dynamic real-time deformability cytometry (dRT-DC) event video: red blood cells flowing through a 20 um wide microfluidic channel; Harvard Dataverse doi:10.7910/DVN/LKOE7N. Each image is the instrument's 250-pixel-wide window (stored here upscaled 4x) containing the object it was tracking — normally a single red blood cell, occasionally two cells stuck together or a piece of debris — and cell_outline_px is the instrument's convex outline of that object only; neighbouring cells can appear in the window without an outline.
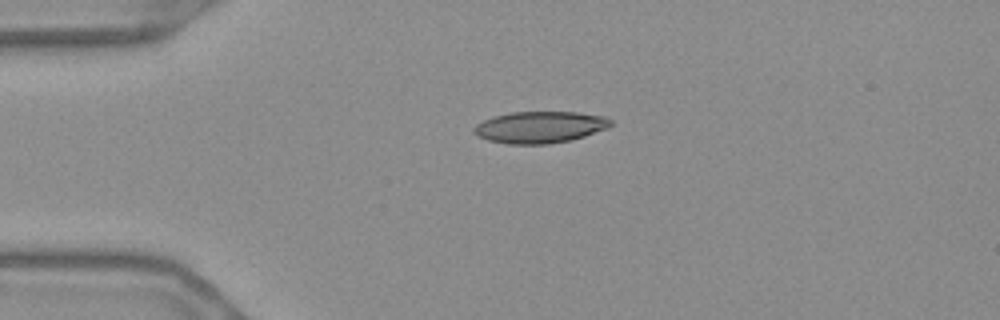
{"species": "Egyptian fruit bat (a non-hibernating species)", "species_latin": "Rousettus aegyptiacus", "temperature_condition": "warm", "stored_images_in_passage": 43, "camera_frame_rate_fps": 3000, "um_per_image_px": 0.085, "frame": {"image": 1, "passage_image": 1, "time_ms": 0.0, "image_size_px": [1000, 320], "cell_outline_px": [[612, 124], [608, 128], [572, 140], [548, 144], [508, 144], [488, 140], [472, 132], [472, 128], [476, 124], [484, 120], [496, 116], [512, 112], [576, 112], [604, 116], [612, 120]], "centroid_in_image_um": [45.9, 10.81], "position_along_channel_um": 39.1, "area_um2": 25.2}}
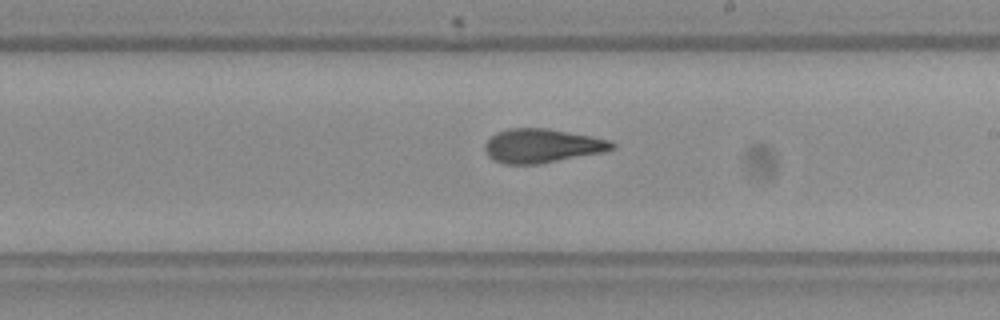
{"frame": {"image": 2, "passage_image": 20, "time_ms": 6.333, "image_size_px": [1000, 320], "cell_outline_px": [[616, 148], [608, 152], [540, 164], [504, 164], [492, 160], [488, 156], [484, 148], [484, 144], [496, 132], [508, 128], [548, 128], [592, 136], [608, 140], [616, 144]], "centroid_in_image_um": [46.11, 12.4], "position_along_channel_um": 242.9, "area_um2": 25.61}}
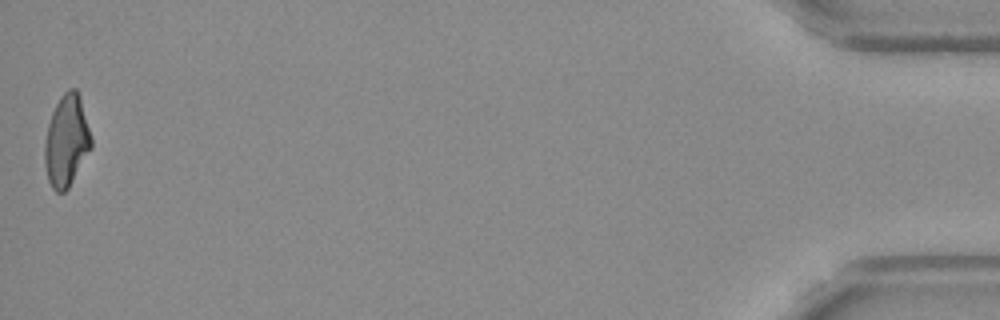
{"frame": {"image": 3, "passage_image": 43, "time_ms": 14.0, "image_size_px": [1000, 320], "cell_outline_px": [[92, 148], [68, 188], [64, 192], [56, 192], [52, 188], [48, 180], [44, 164], [44, 144], [48, 124], [52, 112], [60, 96], [68, 88], [76, 88], [80, 96], [92, 140]], "centroid_in_image_um": [5.65, 11.97], "position_along_channel_um": 429.6, "area_um2": 24.91}, "authors_computed_cell_mechanics": {"area_um2": 25.2008, "velocity_mm_per_s": 3.6811, "shape_relaxation_time_tau1_ms": null, "shape_relaxation_time_tau2_ms": 1.9731, "deformation_change_tau1": null, "deformation_change_tau2": 0.0979}}